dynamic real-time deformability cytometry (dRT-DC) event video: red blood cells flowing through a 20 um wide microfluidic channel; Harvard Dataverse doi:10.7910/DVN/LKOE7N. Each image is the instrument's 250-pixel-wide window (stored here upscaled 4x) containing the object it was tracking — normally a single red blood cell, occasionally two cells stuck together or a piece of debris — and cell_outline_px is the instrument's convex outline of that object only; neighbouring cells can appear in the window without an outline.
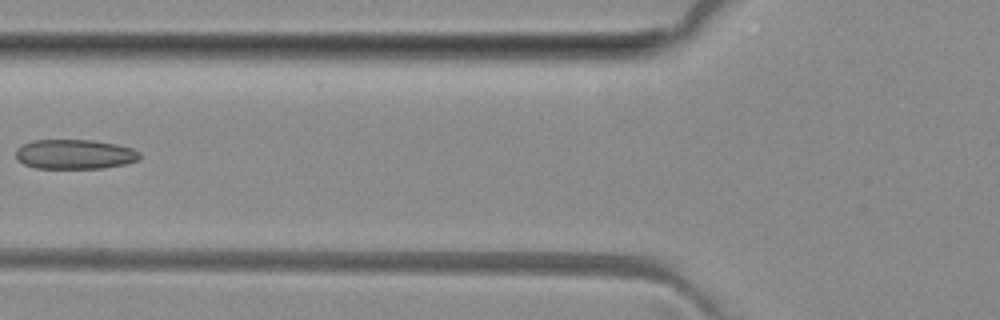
{"species": "common noctule bat (a hibernating species)", "species_latin": "Nyctalus noctula", "temperature_condition": "room temperature", "stored_images_in_passage": 5, "camera_frame_rate_fps": 3000, "um_per_image_px": 0.085, "animal": {"sex": "female", "body_mass_g": 29.2, "forearm_length_mm": 56.3}, "frame": {"image": 1, "passage_image": 4, "time_ms": 3.333, "image_size_px": [1000, 320], "cell_outline_px": [[140, 160], [124, 164], [104, 168], [36, 168], [24, 164], [16, 160], [16, 148], [32, 140], [92, 140], [116, 144], [132, 148], [140, 152]], "centroid_in_image_um": [6.35, 13.11], "position_along_channel_um": 119.5, "area_um2": 21.5}}
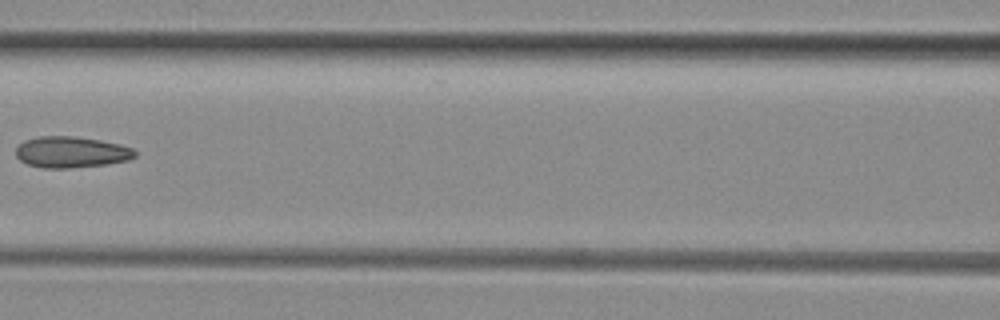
{"frame": {"image": 2, "passage_image": 5, "time_ms": 4.333, "image_size_px": [1000, 320], "cell_outline_px": [[136, 156], [128, 160], [104, 164], [68, 168], [44, 168], [28, 164], [20, 160], [16, 156], [16, 148], [24, 140], [36, 136], [72, 136], [100, 140], [120, 144], [132, 148], [136, 152]], "centroid_in_image_um": [6.03, 12.92], "position_along_channel_um": 160.6, "area_um2": 21.56}}